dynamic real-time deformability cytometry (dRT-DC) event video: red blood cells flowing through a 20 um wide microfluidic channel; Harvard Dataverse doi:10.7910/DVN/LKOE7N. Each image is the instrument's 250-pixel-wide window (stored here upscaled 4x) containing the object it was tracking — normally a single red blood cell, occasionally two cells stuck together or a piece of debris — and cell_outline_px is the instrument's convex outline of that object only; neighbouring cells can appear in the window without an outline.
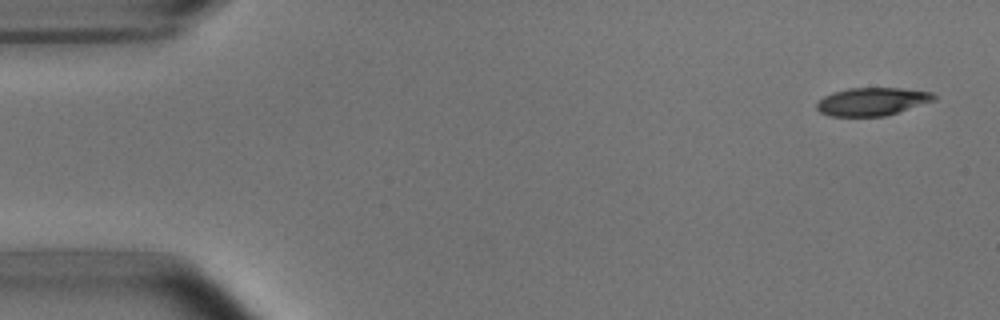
{"species": "common noctule bat (a hibernating species)", "species_latin": "Nyctalus noctula", "temperature_condition": "room temperature", "stored_images_in_passage": 7, "camera_frame_rate_fps": 3000, "um_per_image_px": 0.085, "animal": {"sex": "male", "body_mass_g": 15.6}, "frame": {"image": 1, "passage_image": 1, "time_ms": 0.0, "image_size_px": [1000, 320], "cell_outline_px": [[936, 100], [884, 116], [828, 116], [820, 112], [816, 108], [816, 104], [824, 96], [832, 92], [848, 88], [900, 88], [932, 92], [936, 96]], "centroid_in_image_um": [74.11, 8.63], "position_along_channel_um": 10.9, "area_um2": 19.07}}
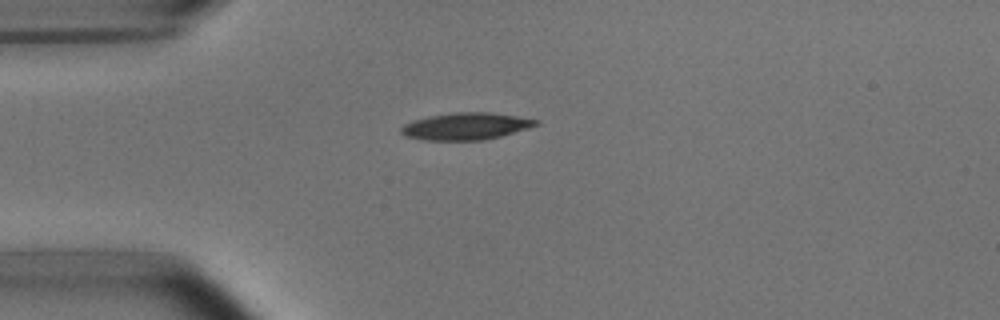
{"frame": {"image": 2, "passage_image": 4, "time_ms": 3.667, "image_size_px": [1000, 320], "cell_outline_px": [[540, 124], [528, 128], [500, 136], [484, 140], [424, 140], [404, 136], [400, 132], [400, 128], [404, 124], [412, 120], [428, 116], [456, 112], [488, 112], [516, 116], [540, 120]], "centroid_in_image_um": [39.57, 10.73], "position_along_channel_um": 45.4, "area_um2": 21.27}}
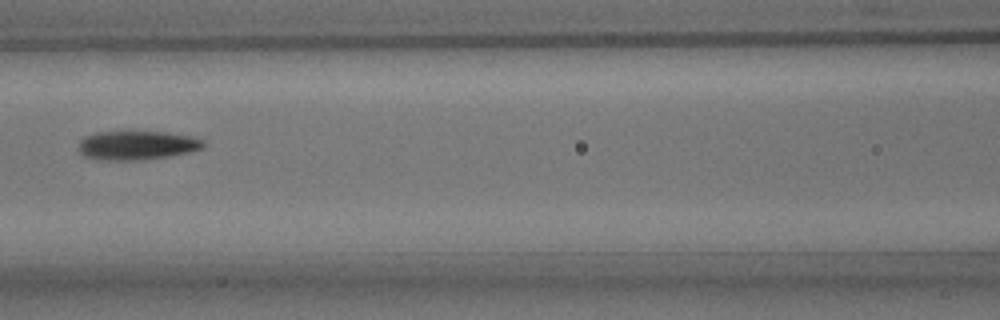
{"frame": {"image": 3, "passage_image": 7, "time_ms": 7.0, "image_size_px": [1000, 320], "cell_outline_px": [[208, 144], [204, 148], [188, 152], [168, 156], [140, 160], [108, 160], [84, 156], [80, 152], [80, 140], [84, 136], [96, 132], [160, 132], [188, 136], [204, 140]], "centroid_in_image_um": [11.66, 12.35], "position_along_channel_um": 154.9, "area_um2": 20.81}}